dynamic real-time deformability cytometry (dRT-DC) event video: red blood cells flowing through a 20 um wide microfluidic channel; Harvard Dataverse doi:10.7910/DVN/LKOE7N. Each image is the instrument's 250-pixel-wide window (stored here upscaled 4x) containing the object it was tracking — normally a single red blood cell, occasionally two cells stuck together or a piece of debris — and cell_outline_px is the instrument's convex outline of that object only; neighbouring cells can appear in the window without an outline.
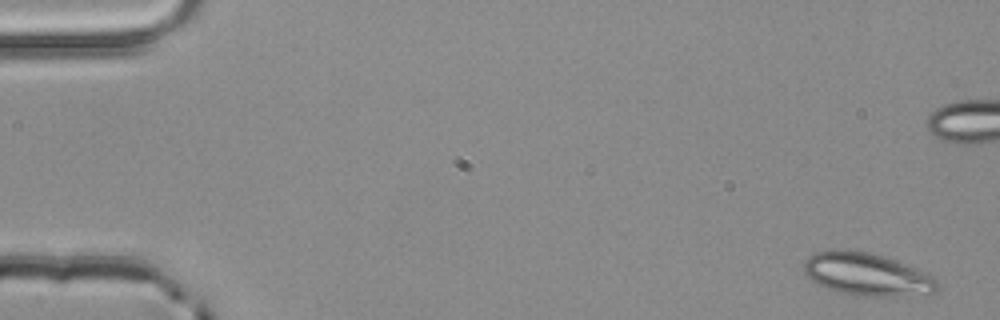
{"species": "common noctule bat (a hibernating species)", "species_latin": "Nyctalus noctula", "temperature_condition": "room temperature", "stored_images_in_passage": 6, "segment_of_instrument_passage": [1, 2], "camera_frame_rate_fps": 3000, "um_per_image_px": 0.085, "animal": {"sex": "male", "body_mass_g": 20.4}, "frame": {"image": 1, "passage_image": 1, "time_ms": 0.0, "image_size_px": [1000, 320], "cell_outline_px": [[940, 288], [936, 292], [928, 296], [856, 296], [836, 292], [812, 280], [804, 272], [804, 260], [808, 256], [816, 252], [828, 248], [836, 248], [868, 252], [884, 256], [916, 268], [936, 280], [940, 284]], "centroid_in_image_um": [73.71, 23.33], "position_along_channel_um": 11.3, "area_um2": 33.76}}